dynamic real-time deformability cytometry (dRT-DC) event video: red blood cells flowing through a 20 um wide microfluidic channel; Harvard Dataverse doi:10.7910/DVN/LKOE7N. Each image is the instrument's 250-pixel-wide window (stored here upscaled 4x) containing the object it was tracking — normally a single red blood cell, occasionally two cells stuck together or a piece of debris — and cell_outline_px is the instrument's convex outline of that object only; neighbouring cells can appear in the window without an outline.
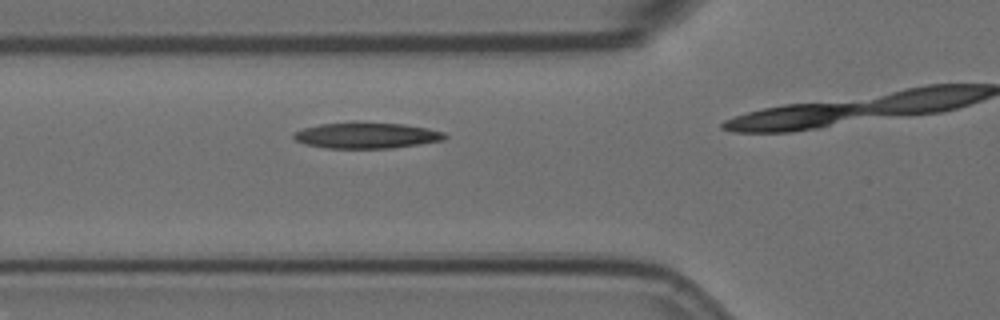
{"species": "Egyptian fruit bat (a non-hibernating species)", "species_latin": "Rousettus aegyptiacus", "temperature_condition": "room temperature", "stored_images_in_passage": 4, "camera_frame_rate_fps": 3000, "um_per_image_px": 0.085, "animal": {"sex": "female"}, "frame": {"image": 1, "passage_image": 3, "time_ms": 0.667, "image_size_px": [1000, 320], "cell_outline_px": [[448, 136], [444, 140], [420, 144], [392, 148], [324, 148], [304, 144], [296, 140], [292, 136], [292, 132], [304, 128], [320, 124], [356, 120], [360, 120], [404, 124], [428, 128], [444, 132]], "centroid_in_image_um": [31.14, 11.48], "position_along_channel_um": 94.7, "area_um2": 23.58}}